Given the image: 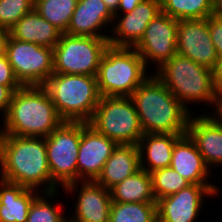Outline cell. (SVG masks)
<instances>
[{
    "instance_id": "1",
    "label": "cell",
    "mask_w": 222,
    "mask_h": 222,
    "mask_svg": "<svg viewBox=\"0 0 222 222\" xmlns=\"http://www.w3.org/2000/svg\"><path fill=\"white\" fill-rule=\"evenodd\" d=\"M0 167V179L27 189L52 192L60 188L51 178L44 137L0 134Z\"/></svg>"
},
{
    "instance_id": "2",
    "label": "cell",
    "mask_w": 222,
    "mask_h": 222,
    "mask_svg": "<svg viewBox=\"0 0 222 222\" xmlns=\"http://www.w3.org/2000/svg\"><path fill=\"white\" fill-rule=\"evenodd\" d=\"M130 97L144 134H187L191 113L153 72Z\"/></svg>"
},
{
    "instance_id": "3",
    "label": "cell",
    "mask_w": 222,
    "mask_h": 222,
    "mask_svg": "<svg viewBox=\"0 0 222 222\" xmlns=\"http://www.w3.org/2000/svg\"><path fill=\"white\" fill-rule=\"evenodd\" d=\"M0 134L47 137L64 121L44 86H21L13 92Z\"/></svg>"
},
{
    "instance_id": "4",
    "label": "cell",
    "mask_w": 222,
    "mask_h": 222,
    "mask_svg": "<svg viewBox=\"0 0 222 222\" xmlns=\"http://www.w3.org/2000/svg\"><path fill=\"white\" fill-rule=\"evenodd\" d=\"M153 73L191 114L194 110L189 105L193 103L207 104L215 111L219 100L213 89L212 69L175 54Z\"/></svg>"
},
{
    "instance_id": "5",
    "label": "cell",
    "mask_w": 222,
    "mask_h": 222,
    "mask_svg": "<svg viewBox=\"0 0 222 222\" xmlns=\"http://www.w3.org/2000/svg\"><path fill=\"white\" fill-rule=\"evenodd\" d=\"M43 86L63 121L89 123L101 99L96 76L53 73Z\"/></svg>"
},
{
    "instance_id": "6",
    "label": "cell",
    "mask_w": 222,
    "mask_h": 222,
    "mask_svg": "<svg viewBox=\"0 0 222 222\" xmlns=\"http://www.w3.org/2000/svg\"><path fill=\"white\" fill-rule=\"evenodd\" d=\"M133 47L109 45L101 57L97 73L101 97H130L151 73Z\"/></svg>"
},
{
    "instance_id": "7",
    "label": "cell",
    "mask_w": 222,
    "mask_h": 222,
    "mask_svg": "<svg viewBox=\"0 0 222 222\" xmlns=\"http://www.w3.org/2000/svg\"><path fill=\"white\" fill-rule=\"evenodd\" d=\"M89 124L117 145H137L144 135L131 97H101Z\"/></svg>"
},
{
    "instance_id": "8",
    "label": "cell",
    "mask_w": 222,
    "mask_h": 222,
    "mask_svg": "<svg viewBox=\"0 0 222 222\" xmlns=\"http://www.w3.org/2000/svg\"><path fill=\"white\" fill-rule=\"evenodd\" d=\"M108 38L73 36L62 33L53 48L54 73L97 76Z\"/></svg>"
},
{
    "instance_id": "9",
    "label": "cell",
    "mask_w": 222,
    "mask_h": 222,
    "mask_svg": "<svg viewBox=\"0 0 222 222\" xmlns=\"http://www.w3.org/2000/svg\"><path fill=\"white\" fill-rule=\"evenodd\" d=\"M81 133L82 122L64 121L45 137L51 178L58 187H62L60 189L78 182L77 159Z\"/></svg>"
},
{
    "instance_id": "10",
    "label": "cell",
    "mask_w": 222,
    "mask_h": 222,
    "mask_svg": "<svg viewBox=\"0 0 222 222\" xmlns=\"http://www.w3.org/2000/svg\"><path fill=\"white\" fill-rule=\"evenodd\" d=\"M3 53L22 86H43L54 73L51 47L19 41L6 33Z\"/></svg>"
},
{
    "instance_id": "11",
    "label": "cell",
    "mask_w": 222,
    "mask_h": 222,
    "mask_svg": "<svg viewBox=\"0 0 222 222\" xmlns=\"http://www.w3.org/2000/svg\"><path fill=\"white\" fill-rule=\"evenodd\" d=\"M219 188L215 184H190L173 195L157 200V217L162 222H196L205 206L204 199L220 197Z\"/></svg>"
},
{
    "instance_id": "12",
    "label": "cell",
    "mask_w": 222,
    "mask_h": 222,
    "mask_svg": "<svg viewBox=\"0 0 222 222\" xmlns=\"http://www.w3.org/2000/svg\"><path fill=\"white\" fill-rule=\"evenodd\" d=\"M177 27L178 20L162 12L148 24L144 35L133 47L147 68L155 64L157 69L177 54Z\"/></svg>"
},
{
    "instance_id": "13",
    "label": "cell",
    "mask_w": 222,
    "mask_h": 222,
    "mask_svg": "<svg viewBox=\"0 0 222 222\" xmlns=\"http://www.w3.org/2000/svg\"><path fill=\"white\" fill-rule=\"evenodd\" d=\"M177 54L212 69L218 60L210 38L209 17L178 21Z\"/></svg>"
},
{
    "instance_id": "14",
    "label": "cell",
    "mask_w": 222,
    "mask_h": 222,
    "mask_svg": "<svg viewBox=\"0 0 222 222\" xmlns=\"http://www.w3.org/2000/svg\"><path fill=\"white\" fill-rule=\"evenodd\" d=\"M61 191L66 196L78 193L73 204L75 212L68 217L73 222H109L112 199L110 190L104 186L95 181H81L68 184Z\"/></svg>"
},
{
    "instance_id": "15",
    "label": "cell",
    "mask_w": 222,
    "mask_h": 222,
    "mask_svg": "<svg viewBox=\"0 0 222 222\" xmlns=\"http://www.w3.org/2000/svg\"><path fill=\"white\" fill-rule=\"evenodd\" d=\"M116 147L112 139L99 133L89 123L82 122L77 159L78 182L96 181Z\"/></svg>"
},
{
    "instance_id": "16",
    "label": "cell",
    "mask_w": 222,
    "mask_h": 222,
    "mask_svg": "<svg viewBox=\"0 0 222 222\" xmlns=\"http://www.w3.org/2000/svg\"><path fill=\"white\" fill-rule=\"evenodd\" d=\"M159 13L161 0H144L129 13L114 14L113 28L109 29V45L134 47L144 35L148 24Z\"/></svg>"
},
{
    "instance_id": "17",
    "label": "cell",
    "mask_w": 222,
    "mask_h": 222,
    "mask_svg": "<svg viewBox=\"0 0 222 222\" xmlns=\"http://www.w3.org/2000/svg\"><path fill=\"white\" fill-rule=\"evenodd\" d=\"M208 112L191 114L187 134L195 142L207 167L213 170L214 166L222 167V123L210 114L213 112Z\"/></svg>"
},
{
    "instance_id": "18",
    "label": "cell",
    "mask_w": 222,
    "mask_h": 222,
    "mask_svg": "<svg viewBox=\"0 0 222 222\" xmlns=\"http://www.w3.org/2000/svg\"><path fill=\"white\" fill-rule=\"evenodd\" d=\"M113 20L114 14L103 0H78L65 33L73 36L108 38L106 28H112L110 24Z\"/></svg>"
},
{
    "instance_id": "19",
    "label": "cell",
    "mask_w": 222,
    "mask_h": 222,
    "mask_svg": "<svg viewBox=\"0 0 222 222\" xmlns=\"http://www.w3.org/2000/svg\"><path fill=\"white\" fill-rule=\"evenodd\" d=\"M170 167L190 184H214L208 182L212 170L207 167L195 142L188 134L175 143Z\"/></svg>"
},
{
    "instance_id": "20",
    "label": "cell",
    "mask_w": 222,
    "mask_h": 222,
    "mask_svg": "<svg viewBox=\"0 0 222 222\" xmlns=\"http://www.w3.org/2000/svg\"><path fill=\"white\" fill-rule=\"evenodd\" d=\"M185 134L145 133L137 146L140 168L148 173L171 165L173 147Z\"/></svg>"
},
{
    "instance_id": "21",
    "label": "cell",
    "mask_w": 222,
    "mask_h": 222,
    "mask_svg": "<svg viewBox=\"0 0 222 222\" xmlns=\"http://www.w3.org/2000/svg\"><path fill=\"white\" fill-rule=\"evenodd\" d=\"M140 169L137 145H117L95 181L110 190Z\"/></svg>"
},
{
    "instance_id": "22",
    "label": "cell",
    "mask_w": 222,
    "mask_h": 222,
    "mask_svg": "<svg viewBox=\"0 0 222 222\" xmlns=\"http://www.w3.org/2000/svg\"><path fill=\"white\" fill-rule=\"evenodd\" d=\"M13 39L54 48L62 32L44 19L34 8L26 13L8 32Z\"/></svg>"
},
{
    "instance_id": "23",
    "label": "cell",
    "mask_w": 222,
    "mask_h": 222,
    "mask_svg": "<svg viewBox=\"0 0 222 222\" xmlns=\"http://www.w3.org/2000/svg\"><path fill=\"white\" fill-rule=\"evenodd\" d=\"M39 193L0 179V222H27L30 205Z\"/></svg>"
},
{
    "instance_id": "24",
    "label": "cell",
    "mask_w": 222,
    "mask_h": 222,
    "mask_svg": "<svg viewBox=\"0 0 222 222\" xmlns=\"http://www.w3.org/2000/svg\"><path fill=\"white\" fill-rule=\"evenodd\" d=\"M112 202L156 203L151 174L139 169L110 189Z\"/></svg>"
},
{
    "instance_id": "25",
    "label": "cell",
    "mask_w": 222,
    "mask_h": 222,
    "mask_svg": "<svg viewBox=\"0 0 222 222\" xmlns=\"http://www.w3.org/2000/svg\"><path fill=\"white\" fill-rule=\"evenodd\" d=\"M161 12L178 21L206 19L216 14L215 0H161Z\"/></svg>"
},
{
    "instance_id": "26",
    "label": "cell",
    "mask_w": 222,
    "mask_h": 222,
    "mask_svg": "<svg viewBox=\"0 0 222 222\" xmlns=\"http://www.w3.org/2000/svg\"><path fill=\"white\" fill-rule=\"evenodd\" d=\"M58 194V190L40 192L30 205L27 222H64L68 217L63 214L62 201L54 203Z\"/></svg>"
},
{
    "instance_id": "27",
    "label": "cell",
    "mask_w": 222,
    "mask_h": 222,
    "mask_svg": "<svg viewBox=\"0 0 222 222\" xmlns=\"http://www.w3.org/2000/svg\"><path fill=\"white\" fill-rule=\"evenodd\" d=\"M78 0H35L36 11L62 33L67 31Z\"/></svg>"
},
{
    "instance_id": "28",
    "label": "cell",
    "mask_w": 222,
    "mask_h": 222,
    "mask_svg": "<svg viewBox=\"0 0 222 222\" xmlns=\"http://www.w3.org/2000/svg\"><path fill=\"white\" fill-rule=\"evenodd\" d=\"M156 218V203H111L110 222H152Z\"/></svg>"
},
{
    "instance_id": "29",
    "label": "cell",
    "mask_w": 222,
    "mask_h": 222,
    "mask_svg": "<svg viewBox=\"0 0 222 222\" xmlns=\"http://www.w3.org/2000/svg\"><path fill=\"white\" fill-rule=\"evenodd\" d=\"M150 174L152 178V191L156 201L173 195L190 185L186 179L171 167L158 169Z\"/></svg>"
},
{
    "instance_id": "30",
    "label": "cell",
    "mask_w": 222,
    "mask_h": 222,
    "mask_svg": "<svg viewBox=\"0 0 222 222\" xmlns=\"http://www.w3.org/2000/svg\"><path fill=\"white\" fill-rule=\"evenodd\" d=\"M34 4L35 0H0V29L7 33Z\"/></svg>"
},
{
    "instance_id": "31",
    "label": "cell",
    "mask_w": 222,
    "mask_h": 222,
    "mask_svg": "<svg viewBox=\"0 0 222 222\" xmlns=\"http://www.w3.org/2000/svg\"><path fill=\"white\" fill-rule=\"evenodd\" d=\"M0 85L8 86L13 92L22 86L16 79L12 66L4 53L0 55Z\"/></svg>"
},
{
    "instance_id": "32",
    "label": "cell",
    "mask_w": 222,
    "mask_h": 222,
    "mask_svg": "<svg viewBox=\"0 0 222 222\" xmlns=\"http://www.w3.org/2000/svg\"><path fill=\"white\" fill-rule=\"evenodd\" d=\"M210 38L214 44L216 54L222 57V15L214 14L209 17Z\"/></svg>"
},
{
    "instance_id": "33",
    "label": "cell",
    "mask_w": 222,
    "mask_h": 222,
    "mask_svg": "<svg viewBox=\"0 0 222 222\" xmlns=\"http://www.w3.org/2000/svg\"><path fill=\"white\" fill-rule=\"evenodd\" d=\"M213 89L219 101L222 100V57H219L212 68Z\"/></svg>"
},
{
    "instance_id": "34",
    "label": "cell",
    "mask_w": 222,
    "mask_h": 222,
    "mask_svg": "<svg viewBox=\"0 0 222 222\" xmlns=\"http://www.w3.org/2000/svg\"><path fill=\"white\" fill-rule=\"evenodd\" d=\"M13 91L4 85H0V115L4 118L8 112Z\"/></svg>"
},
{
    "instance_id": "35",
    "label": "cell",
    "mask_w": 222,
    "mask_h": 222,
    "mask_svg": "<svg viewBox=\"0 0 222 222\" xmlns=\"http://www.w3.org/2000/svg\"><path fill=\"white\" fill-rule=\"evenodd\" d=\"M144 0H120L118 9L114 14H126L131 12L136 6L142 3Z\"/></svg>"
},
{
    "instance_id": "36",
    "label": "cell",
    "mask_w": 222,
    "mask_h": 222,
    "mask_svg": "<svg viewBox=\"0 0 222 222\" xmlns=\"http://www.w3.org/2000/svg\"><path fill=\"white\" fill-rule=\"evenodd\" d=\"M120 0H103V2L106 4V6L110 9V11L114 14L119 5Z\"/></svg>"
},
{
    "instance_id": "37",
    "label": "cell",
    "mask_w": 222,
    "mask_h": 222,
    "mask_svg": "<svg viewBox=\"0 0 222 222\" xmlns=\"http://www.w3.org/2000/svg\"><path fill=\"white\" fill-rule=\"evenodd\" d=\"M214 115L220 120V122L222 123V100L219 101L215 111H213Z\"/></svg>"
},
{
    "instance_id": "38",
    "label": "cell",
    "mask_w": 222,
    "mask_h": 222,
    "mask_svg": "<svg viewBox=\"0 0 222 222\" xmlns=\"http://www.w3.org/2000/svg\"><path fill=\"white\" fill-rule=\"evenodd\" d=\"M215 10L217 14L222 15V0H215Z\"/></svg>"
},
{
    "instance_id": "39",
    "label": "cell",
    "mask_w": 222,
    "mask_h": 222,
    "mask_svg": "<svg viewBox=\"0 0 222 222\" xmlns=\"http://www.w3.org/2000/svg\"><path fill=\"white\" fill-rule=\"evenodd\" d=\"M4 41L5 40H0V55L4 52Z\"/></svg>"
},
{
    "instance_id": "40",
    "label": "cell",
    "mask_w": 222,
    "mask_h": 222,
    "mask_svg": "<svg viewBox=\"0 0 222 222\" xmlns=\"http://www.w3.org/2000/svg\"><path fill=\"white\" fill-rule=\"evenodd\" d=\"M6 32L0 29V40H5Z\"/></svg>"
},
{
    "instance_id": "41",
    "label": "cell",
    "mask_w": 222,
    "mask_h": 222,
    "mask_svg": "<svg viewBox=\"0 0 222 222\" xmlns=\"http://www.w3.org/2000/svg\"><path fill=\"white\" fill-rule=\"evenodd\" d=\"M152 222H162L158 217L155 219V220H153Z\"/></svg>"
},
{
    "instance_id": "42",
    "label": "cell",
    "mask_w": 222,
    "mask_h": 222,
    "mask_svg": "<svg viewBox=\"0 0 222 222\" xmlns=\"http://www.w3.org/2000/svg\"><path fill=\"white\" fill-rule=\"evenodd\" d=\"M64 222H73V221L67 218Z\"/></svg>"
}]
</instances>
